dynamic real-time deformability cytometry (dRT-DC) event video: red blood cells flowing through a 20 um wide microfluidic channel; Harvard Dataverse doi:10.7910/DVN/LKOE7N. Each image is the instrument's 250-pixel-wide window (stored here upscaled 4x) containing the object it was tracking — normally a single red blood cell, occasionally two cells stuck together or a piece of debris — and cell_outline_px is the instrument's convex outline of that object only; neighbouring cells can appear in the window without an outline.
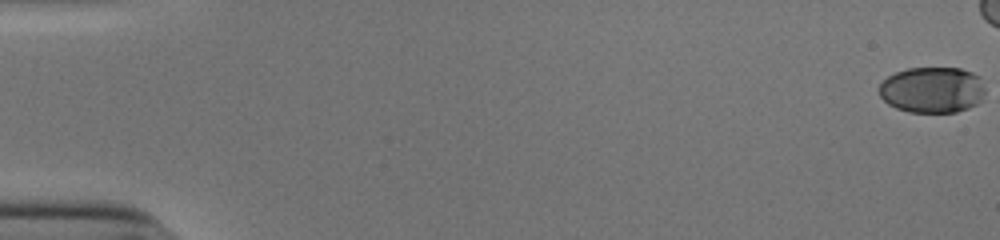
{"species": "human", "species_latin": "Homo sapiens", "temperature_condition": "cold", "stored_images_in_passage": 48, "camera_frame_rate_fps": 3000, "um_per_image_px": 0.085, "donor": {"sex": "male"}, "frame": {"image": 1, "passage_image": 1, "time_ms": 0.0, "image_size_px": [1000, 240], "cell_outline_px": [[984, 92], [980, 100], [976, 104], [968, 108], [956, 112], [908, 112], [896, 108], [888, 104], [880, 96], [876, 88], [888, 76], [896, 72], [908, 68], [960, 68], [972, 72], [980, 76], [984, 88]], "centroid_in_image_um": [79.22, 7.63], "position_along_channel_um": 5.8, "area_um2": 28.61}}
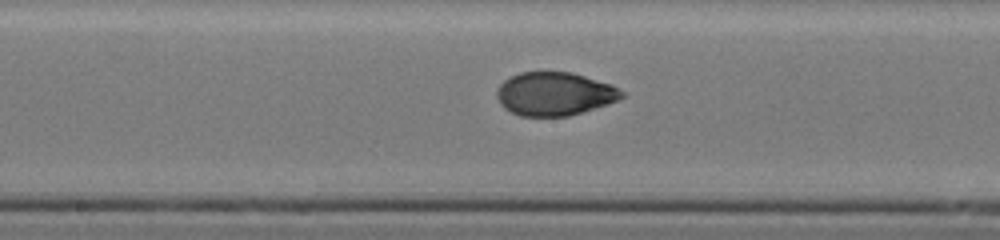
{"frame": {"image": 2, "passage_image": 30, "time_ms": 9.667, "image_size_px": [1000, 240], "cell_outline_px": [[628, 96], [568, 116], [520, 116], [504, 108], [500, 104], [496, 96], [496, 92], [500, 84], [508, 76], [520, 72], [572, 72], [612, 84], [624, 92]], "centroid_in_image_um": [47.11, 7.96], "position_along_channel_um": 201.1, "area_um2": 31.56}}
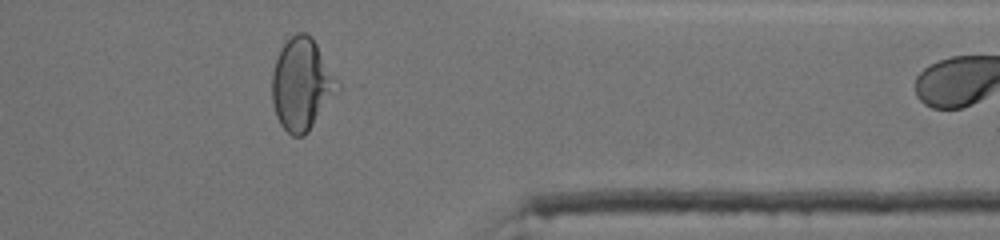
{"frame": {"image": 3, "passage_image": 45, "time_ms": 14.667, "image_size_px": [1000, 240], "cell_outline_px": [[332, 92], [308, 132], [304, 136], [292, 136], [280, 124], [276, 116], [272, 100], [272, 72], [280, 48], [296, 32], [308, 32], [312, 36], [316, 44], [332, 88]], "centroid_in_image_um": [25.45, 7.17], "position_along_channel_um": 386.0, "area_um2": 32.31}, "authors_computed_cell_mechanics": {"area_um2": 31.4432, "velocity_mm_per_s": 3.9187, "shape_relaxation_time_tau1_ms": 5.0307, "shape_relaxation_time_tau2_ms": 0.843, "deformation_change_tau1": 0.195, "deformation_change_tau2": 0.0411}}